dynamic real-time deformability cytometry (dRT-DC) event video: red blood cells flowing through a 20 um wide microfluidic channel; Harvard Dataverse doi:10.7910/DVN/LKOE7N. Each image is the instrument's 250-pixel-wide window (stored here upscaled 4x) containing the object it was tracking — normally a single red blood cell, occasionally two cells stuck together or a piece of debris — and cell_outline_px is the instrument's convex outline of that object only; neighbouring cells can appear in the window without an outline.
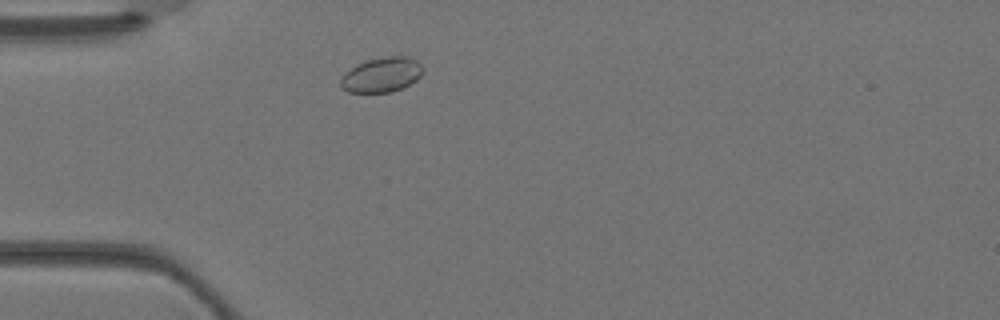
{"species": "Egyptian fruit bat (a non-hibernating species)", "species_latin": "Rousettus aegyptiacus", "temperature_condition": "warm", "stored_images_in_passage": 1, "camera_frame_rate_fps": 3000, "um_per_image_px": 0.085, "animal": {"sex": "female"}, "frame": {"image": 1, "passage_image": 1, "time_ms": 0.0, "image_size_px": [1000, 320], "cell_outline_px": [[424, 68], [420, 76], [416, 80], [392, 92], [348, 92], [340, 88], [340, 76], [344, 72], [356, 64], [368, 60], [384, 56], [404, 56], [416, 60]], "centroid_in_image_um": [32.39, 6.35], "position_along_channel_um": 52.6, "area_um2": 16.76}}